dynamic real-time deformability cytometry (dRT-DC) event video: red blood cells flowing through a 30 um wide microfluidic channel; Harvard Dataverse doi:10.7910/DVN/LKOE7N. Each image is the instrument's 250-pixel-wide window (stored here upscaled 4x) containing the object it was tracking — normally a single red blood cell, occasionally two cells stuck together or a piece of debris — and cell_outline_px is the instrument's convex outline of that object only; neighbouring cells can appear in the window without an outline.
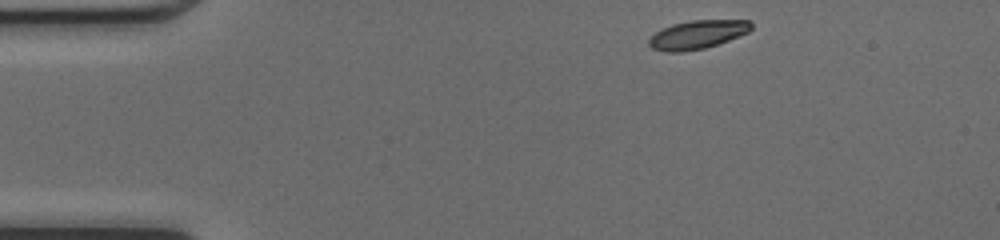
{"species": "common noctule bat (a hibernating species)", "species_latin": "Nyctalus noctula", "temperature_condition": "cold", "stored_images_in_passage": 42, "camera_frame_rate_fps": 3000, "um_per_image_px": 0.085, "animal": {"sex": "female", "body_mass_g": 17.0, "forearm_length_mm": 48.0}, "frame": {"image": 1, "passage_image": 1, "time_ms": 0.0, "image_size_px": [1000, 240], "cell_outline_px": [[752, 28], [748, 32], [728, 40], [704, 48], [680, 52], [664, 52], [652, 48], [648, 44], [648, 40], [656, 32], [672, 24], [692, 20], [748, 20], [752, 24]], "centroid_in_image_um": [59.27, 2.94], "position_along_channel_um": 25.7, "area_um2": 16.82}}
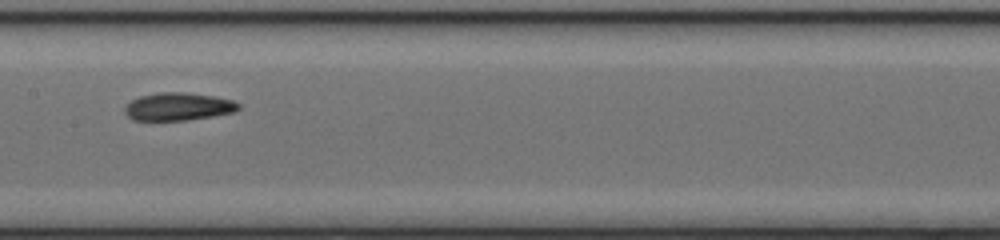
{"frame": {"image": 2, "passage_image": 18, "time_ms": 5.667, "image_size_px": [1000, 240], "cell_outline_px": [[240, 108], [236, 112], [188, 120], [132, 120], [124, 112], [124, 108], [132, 100], [140, 96], [160, 92], [184, 92], [212, 96], [232, 100], [240, 104]], "centroid_in_image_um": [15.16, 9.06], "position_along_channel_um": 192.2, "area_um2": 18.38}}
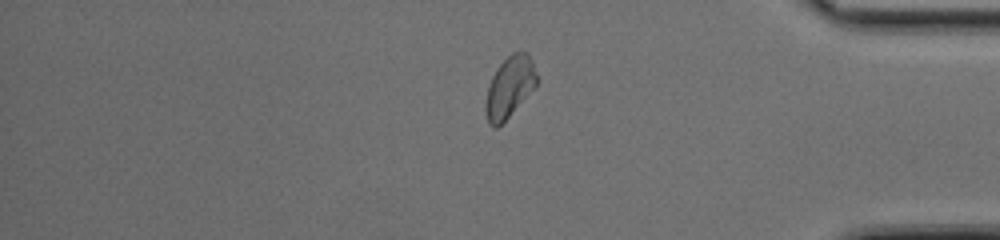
{"frame": {"image": 3, "passage_image": 34, "time_ms": 11.0, "image_size_px": [1000, 240], "cell_outline_px": [[536, 88], [496, 128], [492, 128], [488, 124], [484, 112], [484, 104], [488, 84], [492, 76], [500, 64], [512, 52], [528, 52], [536, 76]], "centroid_in_image_um": [43.27, 7.43], "position_along_channel_um": 391.9, "area_um2": 18.15}, "authors_computed_cell_mechanics": {"area_um2": 18.3515, "velocity_mm_per_s": 4.2274, "shape_relaxation_time_tau1_ms": 4.3197, "shape_relaxation_time_tau2_ms": 1.8582, "deformation_change_tau1": 0.1541, "deformation_change_tau2": 0.0602}}